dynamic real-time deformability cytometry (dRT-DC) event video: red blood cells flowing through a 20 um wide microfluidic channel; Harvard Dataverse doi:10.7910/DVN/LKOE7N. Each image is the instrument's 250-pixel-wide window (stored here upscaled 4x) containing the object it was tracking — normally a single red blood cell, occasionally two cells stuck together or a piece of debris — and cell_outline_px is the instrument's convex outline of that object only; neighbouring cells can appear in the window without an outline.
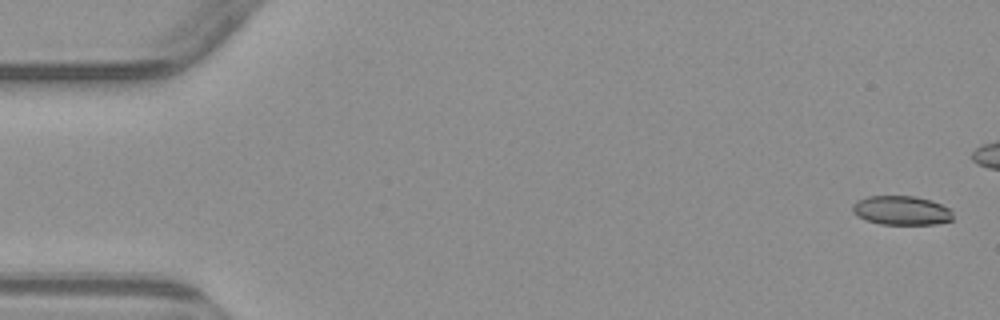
{"species": "common noctule bat (a hibernating species)", "species_latin": "Nyctalus noctula", "temperature_condition": "warm", "stored_images_in_passage": 7, "camera_frame_rate_fps": 3000, "um_per_image_px": 0.085, "animal": {"sex": "male", "body_mass_g": 23.1, "forearm_length_mm": 52.7}, "frame": {"image": 1, "passage_image": 1, "time_ms": 0.0, "image_size_px": [1000, 320], "cell_outline_px": [[952, 220], [936, 224], [880, 224], [864, 220], [852, 212], [852, 204], [856, 200], [868, 196], [916, 196], [940, 204], [948, 208], [952, 212]], "centroid_in_image_um": [76.57, 17.89], "position_along_channel_um": 8.4, "area_um2": 17.05}}
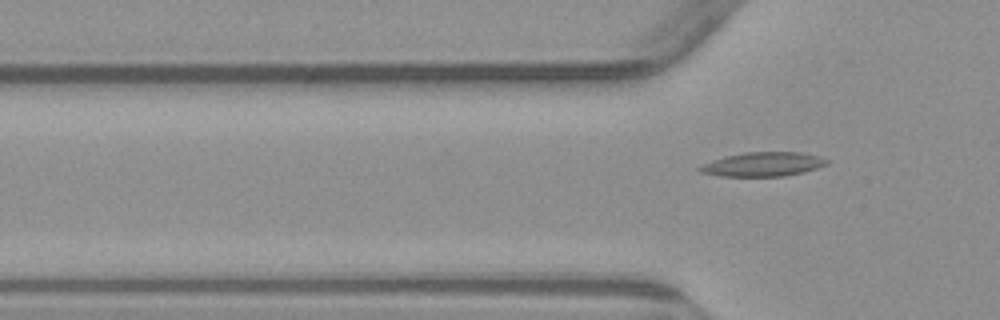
{"frame": {"image": 2, "passage_image": 7, "time_ms": 11.333, "image_size_px": [1000, 320], "cell_outline_px": [[828, 164], [804, 172], [784, 176], [720, 176], [700, 172], [696, 168], [700, 164], [724, 156], [744, 152], [800, 152], [820, 156], [828, 160]], "centroid_in_image_um": [64.82, 13.96], "position_along_channel_um": 61.0, "area_um2": 18.03}}